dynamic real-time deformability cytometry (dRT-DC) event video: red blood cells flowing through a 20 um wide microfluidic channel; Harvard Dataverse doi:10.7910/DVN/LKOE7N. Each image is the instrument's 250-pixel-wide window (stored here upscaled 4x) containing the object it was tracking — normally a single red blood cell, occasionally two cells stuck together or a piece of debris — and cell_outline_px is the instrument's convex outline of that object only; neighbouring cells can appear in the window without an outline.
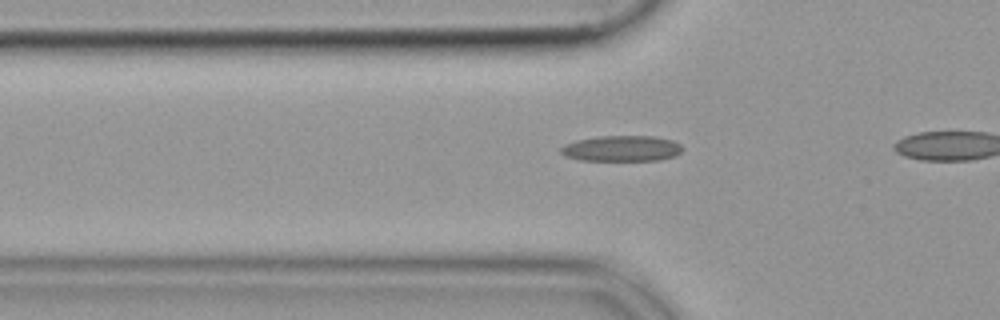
{"species": "common noctule bat (a hibernating species)", "species_latin": "Nyctalus noctula", "temperature_condition": "cold", "stored_images_in_passage": 12, "camera_frame_rate_fps": 3000, "um_per_image_px": 0.085, "animal": {"sex": "female", "body_mass_g": 19.9}, "frame": {"image": 1, "passage_image": 6, "time_ms": 1.667, "image_size_px": [1000, 320], "cell_outline_px": [[684, 148], [676, 156], [660, 160], [580, 160], [564, 156], [560, 152], [560, 148], [564, 144], [576, 140], [600, 136], [656, 136], [672, 140], [680, 144]], "centroid_in_image_um": [52.85, 12.62], "position_along_channel_um": 73.0, "area_um2": 18.38}}